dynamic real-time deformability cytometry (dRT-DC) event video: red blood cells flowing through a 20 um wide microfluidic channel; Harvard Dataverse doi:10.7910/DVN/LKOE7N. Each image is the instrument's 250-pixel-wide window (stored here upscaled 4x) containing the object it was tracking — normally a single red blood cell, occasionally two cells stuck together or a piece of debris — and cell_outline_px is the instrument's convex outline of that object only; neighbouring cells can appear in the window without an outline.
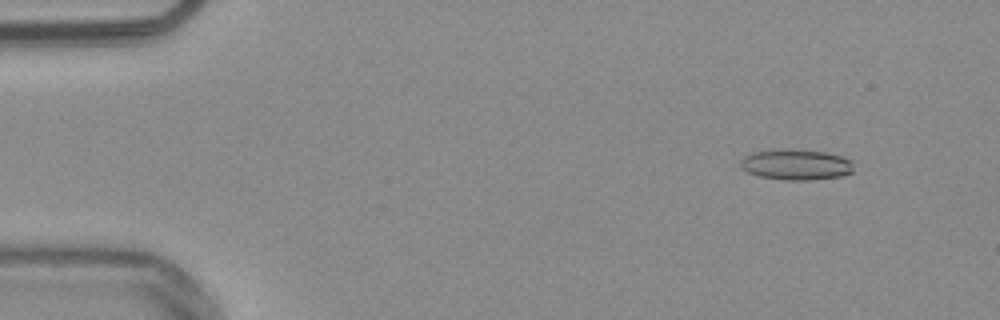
{"species": "common noctule bat (a hibernating species)", "species_latin": "Nyctalus noctula", "temperature_condition": "warm", "stored_images_in_passage": 54, "camera_frame_rate_fps": 3000, "um_per_image_px": 0.085, "animal": {"sex": "male", "body_mass_g": 20.4}, "frame": {"image": 1, "passage_image": 6, "time_ms": 1.667, "image_size_px": [1000, 320], "cell_outline_px": [[852, 172], [840, 176], [812, 180], [784, 180], [760, 176], [748, 172], [740, 164], [740, 160], [744, 156], [756, 152], [824, 152], [840, 156], [852, 160]], "centroid_in_image_um": [67.71, 14.05], "position_along_channel_um": 17.3, "area_um2": 19.07}}
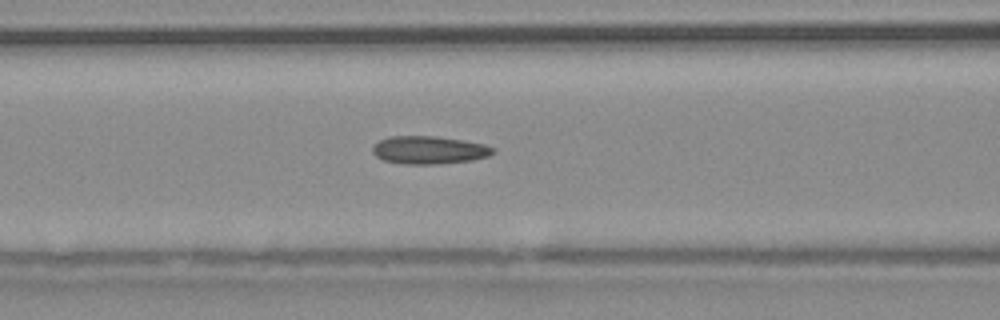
{"frame": {"image": 2, "passage_image": 23, "time_ms": 7.333, "image_size_px": [1000, 320], "cell_outline_px": [[496, 152], [488, 156], [472, 160], [436, 164], [404, 164], [384, 160], [376, 156], [372, 152], [372, 148], [380, 140], [392, 136], [436, 136], [484, 144], [496, 148]], "centroid_in_image_um": [36.49, 12.75], "position_along_channel_um": 130.1, "area_um2": 19.48}}
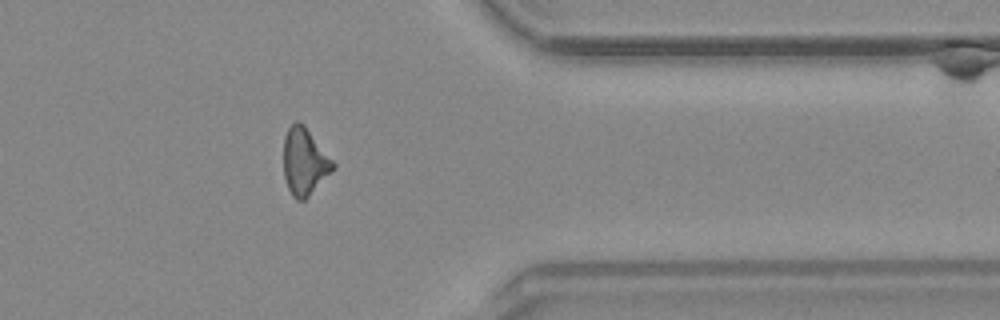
{"frame": {"image": 3, "passage_image": 44, "time_ms": 14.333, "image_size_px": [1000, 320], "cell_outline_px": [[336, 164], [308, 196], [304, 200], [296, 200], [292, 196], [288, 188], [284, 176], [284, 136], [288, 128], [296, 120], [300, 120], [304, 124]], "centroid_in_image_um": [25.85, 13.69], "position_along_channel_um": 385.6, "area_um2": 18.96}, "authors_computed_cell_mechanics": {"area_um2": 19.0162, "velocity_mm_per_s": 3.821, "shape_relaxation_time_tau1_ms": 9.3741, "shape_relaxation_time_tau2_ms": 2.7689, "deformation_change_tau1": 0.193, "deformation_change_tau2": 0.1323}}